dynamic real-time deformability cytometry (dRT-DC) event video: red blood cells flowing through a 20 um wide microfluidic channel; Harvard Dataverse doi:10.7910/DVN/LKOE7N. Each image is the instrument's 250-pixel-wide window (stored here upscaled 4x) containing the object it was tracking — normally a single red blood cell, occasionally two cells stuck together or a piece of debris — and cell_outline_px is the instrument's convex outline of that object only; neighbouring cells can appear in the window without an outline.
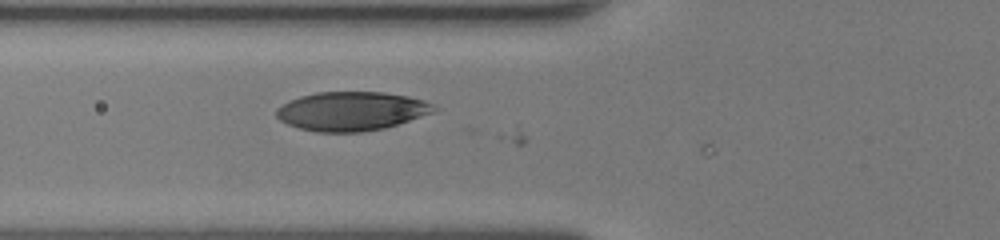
{"species": "human", "species_latin": "Homo sapiens", "temperature_condition": "room temperature", "stored_images_in_passage": 3, "camera_frame_rate_fps": 3000, "um_per_image_px": 0.085, "donor": {"sex": "female"}, "frame": {"image": 1, "passage_image": 2, "time_ms": 0.333, "image_size_px": [1000, 240], "cell_outline_px": [[440, 108], [432, 112], [384, 128], [364, 132], [316, 132], [300, 128], [288, 124], [280, 120], [276, 116], [276, 108], [300, 96], [316, 92], [384, 92], [408, 96], [424, 100], [436, 104]], "centroid_in_image_um": [29.89, 9.44], "position_along_channel_um": 95.9, "area_um2": 35.66}}